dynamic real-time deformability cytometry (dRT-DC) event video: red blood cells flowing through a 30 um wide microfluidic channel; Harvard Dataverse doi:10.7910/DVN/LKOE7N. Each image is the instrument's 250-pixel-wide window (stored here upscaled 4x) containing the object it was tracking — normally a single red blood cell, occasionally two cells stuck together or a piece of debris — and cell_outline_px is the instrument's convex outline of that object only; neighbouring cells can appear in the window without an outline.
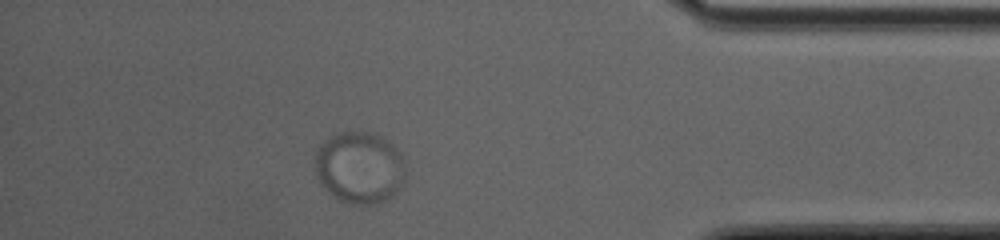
{"species": "common noctule bat (a hibernating species)", "species_latin": "Nyctalus noctula", "temperature_condition": "cold", "stored_images_in_passage": 44, "camera_frame_rate_fps": 3000, "um_per_image_px": 0.085, "animal": {"sex": "female", "body_mass_g": 20.0, "forearm_length_mm": 54.0}, "frame": {"image": 1, "passage_image": 38, "time_ms": 12.333, "image_size_px": [1000, 240], "cell_outline_px": [[404, 184], [392, 196], [380, 204], [348, 204], [332, 196], [320, 184], [316, 176], [316, 152], [320, 144], [324, 140], [340, 132], [372, 132], [388, 140], [404, 156]], "centroid_in_image_um": [30.58, 14.26], "position_along_channel_um": 404.6, "area_um2": 38.32}}